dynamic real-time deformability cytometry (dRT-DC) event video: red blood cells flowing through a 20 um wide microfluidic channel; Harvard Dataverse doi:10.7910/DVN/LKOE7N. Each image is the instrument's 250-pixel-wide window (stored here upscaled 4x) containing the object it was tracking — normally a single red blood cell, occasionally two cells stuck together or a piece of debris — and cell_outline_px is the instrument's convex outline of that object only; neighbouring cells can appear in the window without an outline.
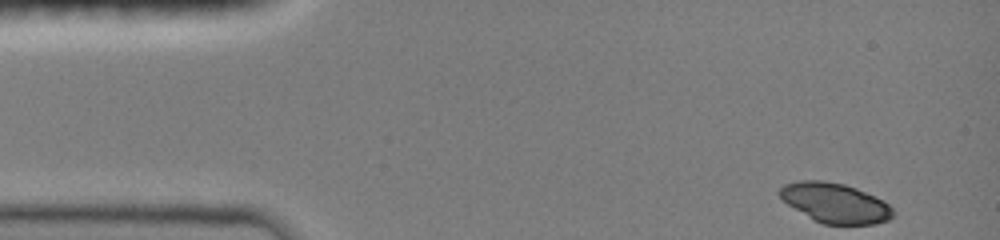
{"species": "common noctule bat (a hibernating species)", "species_latin": "Nyctalus noctula", "temperature_condition": "room temperature", "stored_images_in_passage": 17, "camera_frame_rate_fps": 3000, "um_per_image_px": 0.085, "animal": {"sex": "female", "body_mass_g": 19.0, "forearm_length_mm": 51.5}, "frame": {"image": 1, "passage_image": 1, "time_ms": 0.0, "image_size_px": [1000, 240], "cell_outline_px": [[892, 216], [888, 220], [876, 224], [824, 224], [812, 220], [788, 204], [776, 192], [784, 184], [800, 180], [824, 180], [844, 184], [856, 188], [884, 200], [892, 208]], "centroid_in_image_um": [70.96, 17.24], "position_along_channel_um": 14.0, "area_um2": 26.3}}
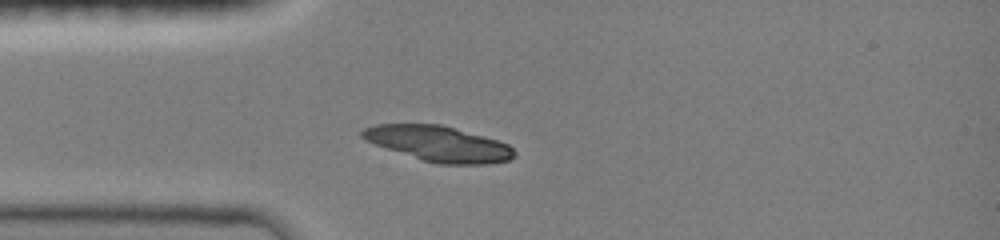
{"frame": {"image": 2, "passage_image": 10, "time_ms": 3.0, "image_size_px": [1000, 240], "cell_outline_px": [[516, 156], [508, 160], [488, 164], [436, 164], [364, 140], [360, 136], [360, 132], [364, 128], [376, 124], [440, 124], [496, 140], [508, 144], [516, 152]], "centroid_in_image_um": [37.28, 12.21], "position_along_channel_um": 47.7, "area_um2": 30.92}}
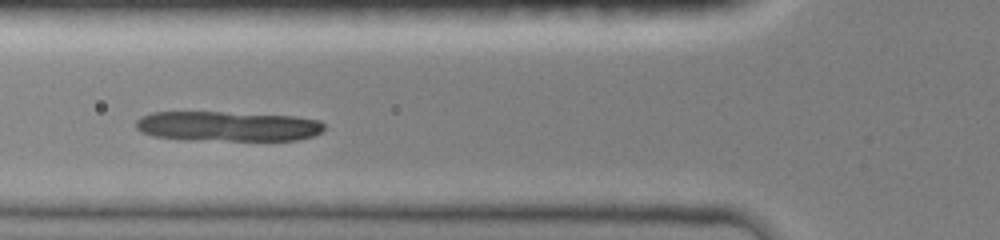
{"frame": {"image": 3, "passage_image": 15, "time_ms": 4.667, "image_size_px": [1000, 240], "cell_outline_px": [[324, 128], [320, 132], [312, 136], [296, 140], [184, 140], [152, 136], [140, 132], [136, 128], [136, 120], [140, 116], [152, 112], [224, 112], [296, 116], [320, 120], [324, 124]], "centroid_in_image_um": [19.31, 10.73], "position_along_channel_um": 106.5, "area_um2": 33.18}}